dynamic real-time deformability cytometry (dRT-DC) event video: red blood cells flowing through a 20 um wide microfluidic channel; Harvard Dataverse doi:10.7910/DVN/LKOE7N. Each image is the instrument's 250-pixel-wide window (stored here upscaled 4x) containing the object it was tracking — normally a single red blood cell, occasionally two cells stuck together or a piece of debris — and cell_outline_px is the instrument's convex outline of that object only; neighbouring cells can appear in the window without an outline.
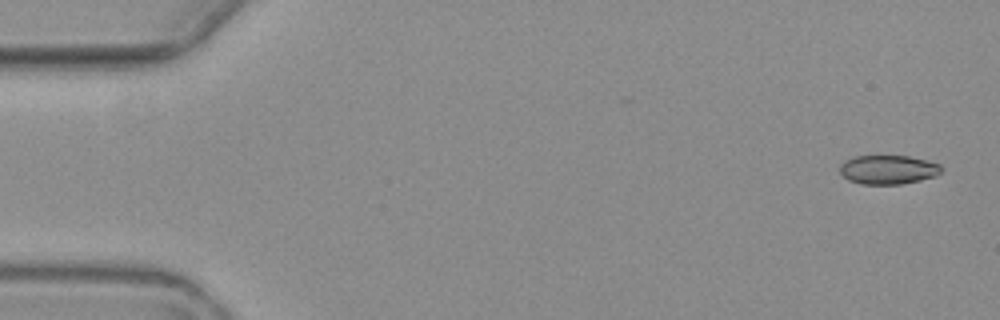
{"species": "common noctule bat (a hibernating species)", "species_latin": "Nyctalus noctula", "temperature_condition": "warm", "stored_images_in_passage": 7, "segment_of_instrument_passage": [1, 2], "camera_frame_rate_fps": 3000, "um_per_image_px": 0.085, "animal": {"sex": "female", "body_mass_g": 19.3, "forearm_length_mm": 54.1}, "frame": {"image": 1, "passage_image": 1, "time_ms": 0.0, "image_size_px": [1000, 320], "cell_outline_px": [[944, 168], [936, 176], [920, 180], [900, 184], [860, 184], [848, 180], [840, 172], [840, 164], [844, 160], [852, 156], [908, 156], [940, 164]], "centroid_in_image_um": [75.47, 14.42], "position_along_channel_um": 9.5, "area_um2": 17.22}}